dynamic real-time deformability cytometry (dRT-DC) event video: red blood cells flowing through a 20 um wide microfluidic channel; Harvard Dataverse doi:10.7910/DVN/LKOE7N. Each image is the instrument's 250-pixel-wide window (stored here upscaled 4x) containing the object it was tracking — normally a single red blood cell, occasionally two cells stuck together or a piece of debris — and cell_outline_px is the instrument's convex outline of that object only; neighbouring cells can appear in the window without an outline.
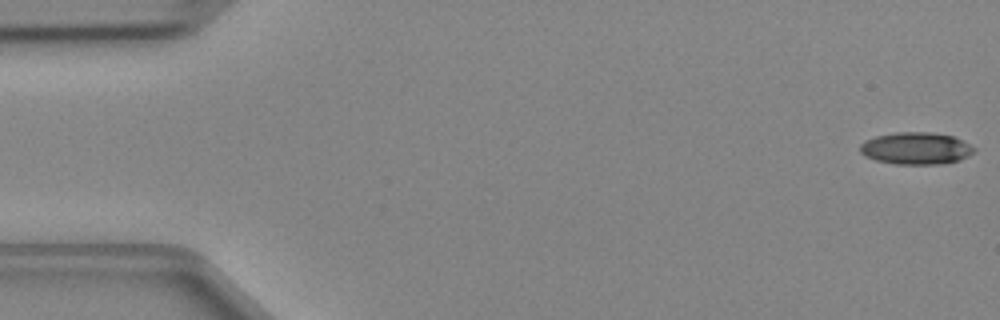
{"species": "Egyptian fruit bat (a non-hibernating species)", "species_latin": "Rousettus aegyptiacus", "temperature_condition": "cold", "stored_images_in_passage": 47, "camera_frame_rate_fps": 3000, "um_per_image_px": 0.085, "animal": {"sex": "female"}, "frame": {"image": 1, "passage_image": 1, "time_ms": 0.0, "image_size_px": [1000, 320], "cell_outline_px": [[976, 148], [968, 156], [960, 160], [940, 164], [896, 164], [876, 160], [864, 156], [860, 152], [860, 144], [864, 140], [876, 136], [896, 132], [932, 132], [952, 136]], "centroid_in_image_um": [77.82, 12.61], "position_along_channel_um": 7.2, "area_um2": 21.27}}
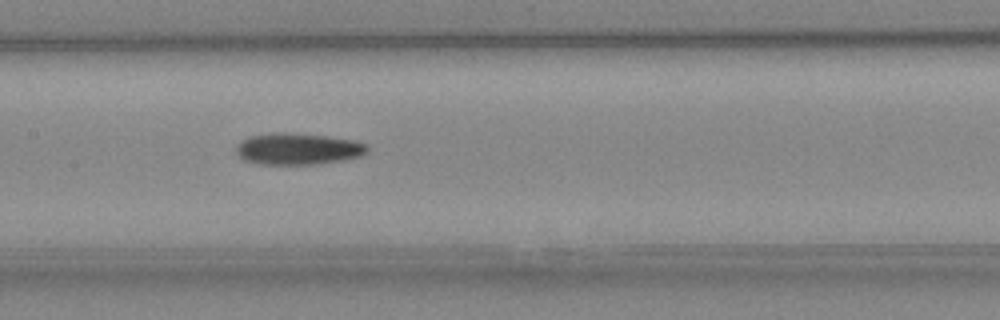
{"frame": {"image": 2, "passage_image": 23, "time_ms": 7.333, "image_size_px": [1000, 320], "cell_outline_px": [[368, 152], [364, 156], [344, 160], [320, 164], [260, 164], [244, 160], [236, 156], [236, 144], [248, 136], [276, 132], [284, 132], [328, 136], [356, 140], [368, 144]], "centroid_in_image_um": [25.35, 12.65], "position_along_channel_um": 182.0, "area_um2": 24.62}}
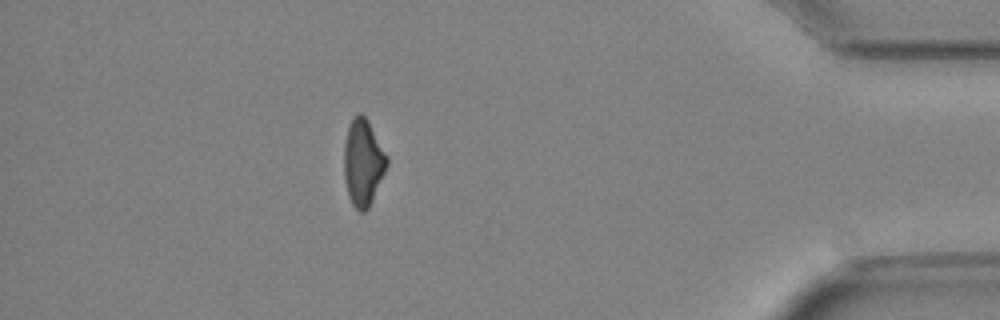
{"frame": {"image": 3, "passage_image": 42, "time_ms": 13.667, "image_size_px": [1000, 320], "cell_outline_px": [[388, 164], [372, 200], [368, 208], [364, 212], [360, 212], [352, 204], [348, 196], [344, 176], [344, 144], [348, 124], [360, 112], [368, 120], [388, 156]], "centroid_in_image_um": [30.85, 13.8], "position_along_channel_um": 404.3, "area_um2": 21.56}}